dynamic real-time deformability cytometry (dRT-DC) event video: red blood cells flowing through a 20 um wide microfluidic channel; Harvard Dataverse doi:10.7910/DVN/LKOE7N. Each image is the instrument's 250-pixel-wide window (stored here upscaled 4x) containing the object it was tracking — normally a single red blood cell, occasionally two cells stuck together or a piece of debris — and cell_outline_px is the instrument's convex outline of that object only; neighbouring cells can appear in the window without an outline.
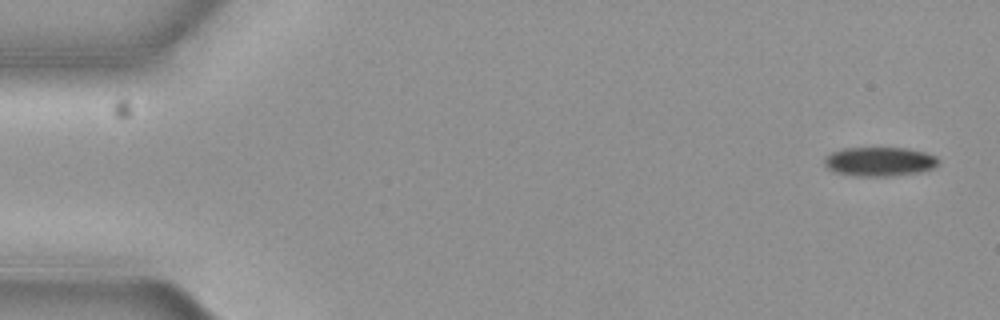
{"species": "common noctule bat (a hibernating species)", "species_latin": "Nyctalus noctula", "temperature_condition": "cold", "stored_images_in_passage": 6, "camera_frame_rate_fps": 3000, "um_per_image_px": 0.085, "animal": {"sex": "female", "body_mass_g": 19.3, "forearm_length_mm": 54.1}, "frame": {"image": 1, "passage_image": 1, "time_ms": 0.0, "image_size_px": [1000, 320], "cell_outline_px": [[940, 164], [936, 168], [920, 172], [892, 176], [852, 176], [832, 172], [824, 164], [824, 156], [832, 152], [844, 148], [908, 148], [924, 152], [936, 156], [940, 160]], "centroid_in_image_um": [74.77, 13.74], "position_along_channel_um": 10.2, "area_um2": 19.77}}